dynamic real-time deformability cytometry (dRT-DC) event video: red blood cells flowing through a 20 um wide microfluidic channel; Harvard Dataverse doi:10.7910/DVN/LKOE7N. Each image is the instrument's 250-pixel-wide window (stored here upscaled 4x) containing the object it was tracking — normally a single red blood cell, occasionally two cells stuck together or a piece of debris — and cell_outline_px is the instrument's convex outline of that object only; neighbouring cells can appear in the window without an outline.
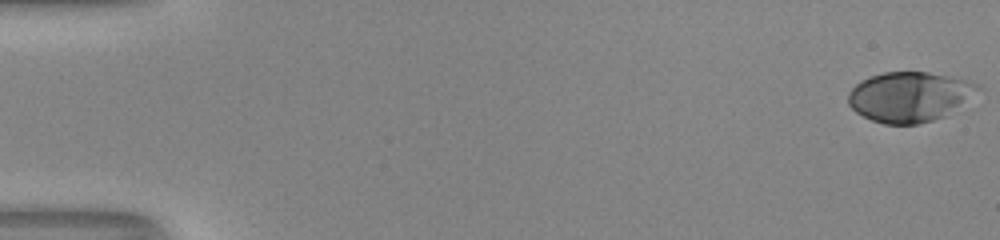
{"species": "human", "species_latin": "Homo sapiens", "temperature_condition": "room temperature", "stored_images_in_passage": 54, "camera_frame_rate_fps": 3000, "um_per_image_px": 0.085, "donor": {"sex": "male"}, "frame": {"image": 1, "passage_image": 1, "time_ms": 0.0, "image_size_px": [1000, 240], "cell_outline_px": [[984, 88], [944, 116], [932, 120], [916, 124], [884, 124], [872, 120], [856, 112], [848, 104], [848, 92], [860, 80], [884, 72], [928, 72], [964, 80], [976, 84]], "centroid_in_image_um": [77.27, 8.22], "position_along_channel_um": 7.7, "area_um2": 37.34}}
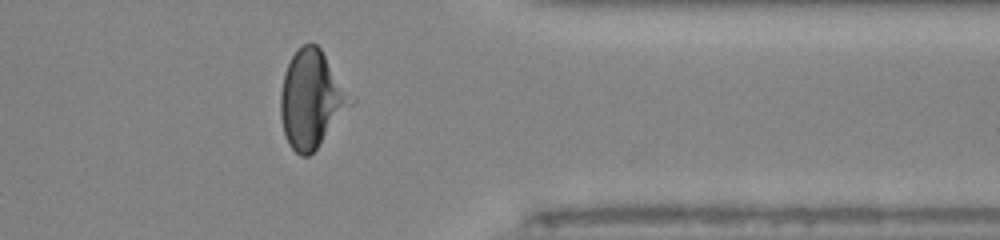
{"frame": {"image": 2, "passage_image": 44, "time_ms": 14.333, "image_size_px": [1000, 240], "cell_outline_px": [[356, 100], [316, 148], [308, 156], [300, 156], [288, 144], [284, 136], [280, 116], [280, 92], [284, 72], [296, 48], [304, 44], [316, 44], [320, 48]], "centroid_in_image_um": [26.46, 8.43], "position_along_channel_um": 384.9, "area_um2": 39.71}}
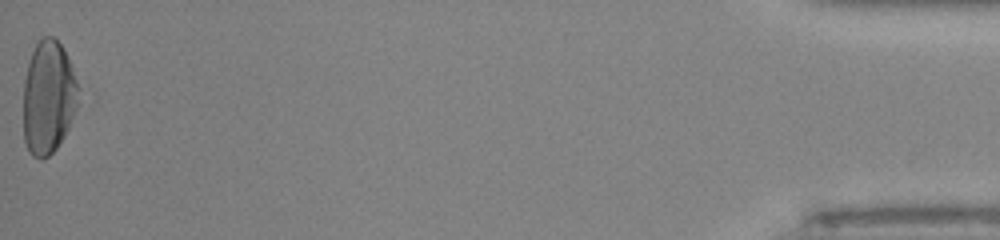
{"frame": {"image": 3, "passage_image": 54, "time_ms": 17.667, "image_size_px": [1000, 240], "cell_outline_px": [[80, 104], [64, 136], [56, 148], [48, 156], [40, 160], [32, 156], [28, 152], [24, 140], [24, 80], [28, 64], [32, 52], [40, 36], [52, 36], [60, 44], [72, 68], [80, 88]], "centroid_in_image_um": [4.13, 8.3], "position_along_channel_um": 431.1, "area_um2": 36.7}, "authors_computed_cell_mechanics": {"area_um2": 37.0787, "velocity_mm_per_s": 4.0046, "shape_relaxation_time_tau1_ms": 4.6301, "shape_relaxation_time_tau2_ms": null, "deformation_change_tau1": 0.2142, "deformation_change_tau2": null}}